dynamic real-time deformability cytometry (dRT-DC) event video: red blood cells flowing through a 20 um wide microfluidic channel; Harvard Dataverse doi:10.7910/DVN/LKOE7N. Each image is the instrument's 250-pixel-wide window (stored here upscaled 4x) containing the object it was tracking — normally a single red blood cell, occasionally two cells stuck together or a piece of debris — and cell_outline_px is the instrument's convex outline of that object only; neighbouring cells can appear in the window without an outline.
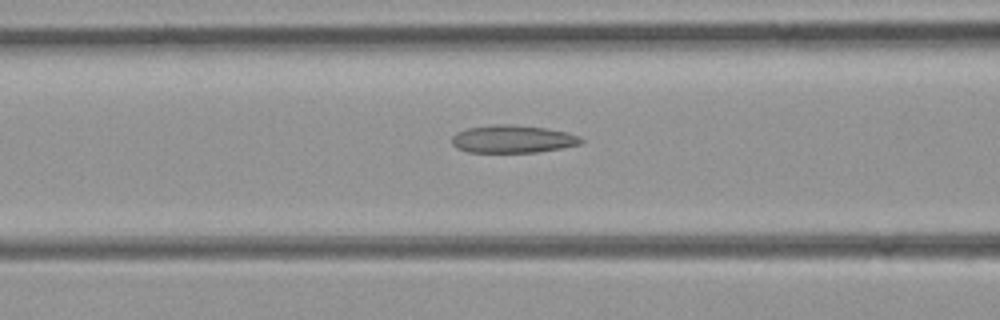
{"species": "common noctule bat (a hibernating species)", "species_latin": "Nyctalus noctula", "temperature_condition": "room temperature", "stored_images_in_passage": 27, "camera_frame_rate_fps": 3000, "um_per_image_px": 0.085, "animal": {"sex": "female", "body_mass_g": 21.9}, "frame": {"image": 1, "passage_image": 16, "time_ms": 5.0, "image_size_px": [1000, 320], "cell_outline_px": [[584, 140], [580, 144], [560, 148], [536, 152], [468, 152], [456, 148], [452, 144], [452, 136], [456, 132], [468, 128], [492, 124], [508, 124], [544, 128], [564, 132], [580, 136]], "centroid_in_image_um": [43.53, 11.82], "position_along_channel_um": 123.1, "area_um2": 20.75}}
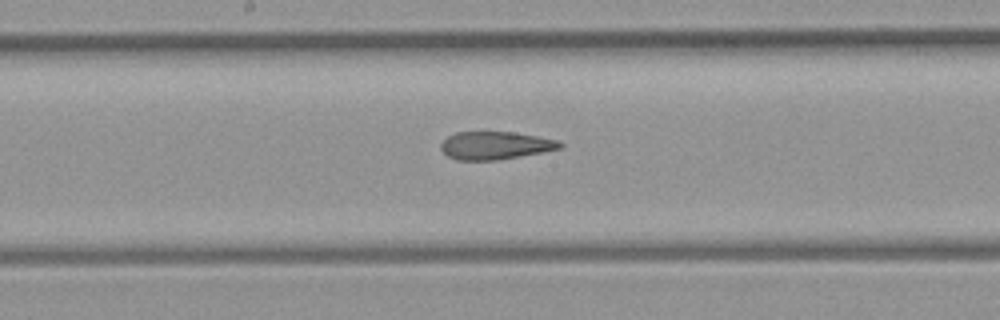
{"frame": {"image": 2, "passage_image": 22, "time_ms": 7.0, "image_size_px": [1000, 320], "cell_outline_px": [[564, 144], [560, 148], [540, 152], [496, 160], [456, 160], [448, 156], [440, 148], [440, 144], [448, 136], [456, 132], [516, 132], [556, 140]], "centroid_in_image_um": [42.05, 12.36], "position_along_channel_um": 206.1, "area_um2": 19.07}}
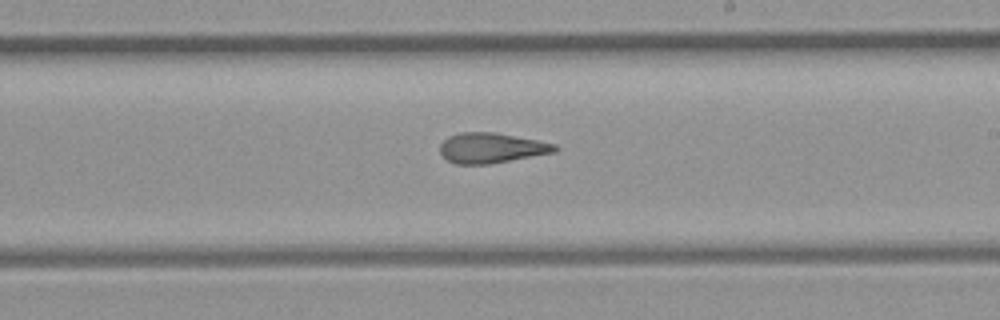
{"frame": {"image": 3, "passage_image": 25, "time_ms": 8.0, "image_size_px": [1000, 320], "cell_outline_px": [[560, 148], [556, 152], [488, 164], [456, 164], [448, 160], [440, 152], [440, 144], [448, 136], [460, 132], [496, 132], [556, 144]], "centroid_in_image_um": [41.77, 12.57], "position_along_channel_um": 247.2, "area_um2": 20.17}}